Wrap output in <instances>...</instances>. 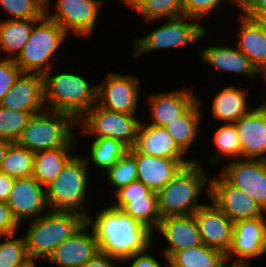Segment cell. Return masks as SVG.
<instances>
[{
	"instance_id": "47",
	"label": "cell",
	"mask_w": 266,
	"mask_h": 267,
	"mask_svg": "<svg viewBox=\"0 0 266 267\" xmlns=\"http://www.w3.org/2000/svg\"><path fill=\"white\" fill-rule=\"evenodd\" d=\"M14 178L0 172V201H7L12 191Z\"/></svg>"
},
{
	"instance_id": "49",
	"label": "cell",
	"mask_w": 266,
	"mask_h": 267,
	"mask_svg": "<svg viewBox=\"0 0 266 267\" xmlns=\"http://www.w3.org/2000/svg\"><path fill=\"white\" fill-rule=\"evenodd\" d=\"M119 1L123 2L124 5H126L127 7L129 6L131 10L137 11L136 13H138L144 7V5L147 3L148 0H119Z\"/></svg>"
},
{
	"instance_id": "26",
	"label": "cell",
	"mask_w": 266,
	"mask_h": 267,
	"mask_svg": "<svg viewBox=\"0 0 266 267\" xmlns=\"http://www.w3.org/2000/svg\"><path fill=\"white\" fill-rule=\"evenodd\" d=\"M237 15L238 29L233 36V39H237L235 46L245 54L251 61V63L260 72L266 66V33L251 19L243 15L238 10L234 12ZM239 17V18H238ZM235 37V38H234Z\"/></svg>"
},
{
	"instance_id": "15",
	"label": "cell",
	"mask_w": 266,
	"mask_h": 267,
	"mask_svg": "<svg viewBox=\"0 0 266 267\" xmlns=\"http://www.w3.org/2000/svg\"><path fill=\"white\" fill-rule=\"evenodd\" d=\"M196 90L190 87H179L167 92L150 93L146 96L149 107L148 120L144 123L164 127L184 114L197 100Z\"/></svg>"
},
{
	"instance_id": "48",
	"label": "cell",
	"mask_w": 266,
	"mask_h": 267,
	"mask_svg": "<svg viewBox=\"0 0 266 267\" xmlns=\"http://www.w3.org/2000/svg\"><path fill=\"white\" fill-rule=\"evenodd\" d=\"M251 18L266 33V11L261 12H241Z\"/></svg>"
},
{
	"instance_id": "32",
	"label": "cell",
	"mask_w": 266,
	"mask_h": 267,
	"mask_svg": "<svg viewBox=\"0 0 266 267\" xmlns=\"http://www.w3.org/2000/svg\"><path fill=\"white\" fill-rule=\"evenodd\" d=\"M167 263L171 267H224L226 254L204 244L177 251Z\"/></svg>"
},
{
	"instance_id": "28",
	"label": "cell",
	"mask_w": 266,
	"mask_h": 267,
	"mask_svg": "<svg viewBox=\"0 0 266 267\" xmlns=\"http://www.w3.org/2000/svg\"><path fill=\"white\" fill-rule=\"evenodd\" d=\"M75 149L77 147H59L34 153L32 177L46 187L77 154L78 150Z\"/></svg>"
},
{
	"instance_id": "20",
	"label": "cell",
	"mask_w": 266,
	"mask_h": 267,
	"mask_svg": "<svg viewBox=\"0 0 266 267\" xmlns=\"http://www.w3.org/2000/svg\"><path fill=\"white\" fill-rule=\"evenodd\" d=\"M258 104L233 123L238 133L243 159L266 160V107L260 102Z\"/></svg>"
},
{
	"instance_id": "17",
	"label": "cell",
	"mask_w": 266,
	"mask_h": 267,
	"mask_svg": "<svg viewBox=\"0 0 266 267\" xmlns=\"http://www.w3.org/2000/svg\"><path fill=\"white\" fill-rule=\"evenodd\" d=\"M207 200L193 213L202 244L227 254L232 246L234 223L211 200Z\"/></svg>"
},
{
	"instance_id": "3",
	"label": "cell",
	"mask_w": 266,
	"mask_h": 267,
	"mask_svg": "<svg viewBox=\"0 0 266 267\" xmlns=\"http://www.w3.org/2000/svg\"><path fill=\"white\" fill-rule=\"evenodd\" d=\"M53 70L43 75L45 108L68 113L78 121L96 104L97 83L91 84L88 77L73 70L52 74Z\"/></svg>"
},
{
	"instance_id": "42",
	"label": "cell",
	"mask_w": 266,
	"mask_h": 267,
	"mask_svg": "<svg viewBox=\"0 0 266 267\" xmlns=\"http://www.w3.org/2000/svg\"><path fill=\"white\" fill-rule=\"evenodd\" d=\"M22 73L14 59L0 58V101Z\"/></svg>"
},
{
	"instance_id": "18",
	"label": "cell",
	"mask_w": 266,
	"mask_h": 267,
	"mask_svg": "<svg viewBox=\"0 0 266 267\" xmlns=\"http://www.w3.org/2000/svg\"><path fill=\"white\" fill-rule=\"evenodd\" d=\"M154 231V242L156 235L161 236L167 245L162 247L159 253L165 256L166 262L177 252L186 248L202 244L197 222L192 215L169 216L161 218L158 227ZM156 233V234H155Z\"/></svg>"
},
{
	"instance_id": "6",
	"label": "cell",
	"mask_w": 266,
	"mask_h": 267,
	"mask_svg": "<svg viewBox=\"0 0 266 267\" xmlns=\"http://www.w3.org/2000/svg\"><path fill=\"white\" fill-rule=\"evenodd\" d=\"M163 22L162 25L155 26L148 34L132 41L131 54L133 61L143 58V55L153 51H168L176 48H184L199 43L209 36L207 25L199 22V19L189 16H179L170 19L154 20ZM142 56V57H141Z\"/></svg>"
},
{
	"instance_id": "35",
	"label": "cell",
	"mask_w": 266,
	"mask_h": 267,
	"mask_svg": "<svg viewBox=\"0 0 266 267\" xmlns=\"http://www.w3.org/2000/svg\"><path fill=\"white\" fill-rule=\"evenodd\" d=\"M106 178L112 190H108L113 195L118 189L137 180V165L135 157L128 151L122 158L113 164L106 172Z\"/></svg>"
},
{
	"instance_id": "13",
	"label": "cell",
	"mask_w": 266,
	"mask_h": 267,
	"mask_svg": "<svg viewBox=\"0 0 266 267\" xmlns=\"http://www.w3.org/2000/svg\"><path fill=\"white\" fill-rule=\"evenodd\" d=\"M266 254V218L243 220L234 223L232 246L226 254L231 264H253ZM235 257V258H234ZM251 260H253L251 262ZM233 261V262H232Z\"/></svg>"
},
{
	"instance_id": "21",
	"label": "cell",
	"mask_w": 266,
	"mask_h": 267,
	"mask_svg": "<svg viewBox=\"0 0 266 267\" xmlns=\"http://www.w3.org/2000/svg\"><path fill=\"white\" fill-rule=\"evenodd\" d=\"M128 151L135 157L137 180L156 192L164 188L184 166L196 161L193 157L190 159H168L149 156L138 153L133 148H129Z\"/></svg>"
},
{
	"instance_id": "50",
	"label": "cell",
	"mask_w": 266,
	"mask_h": 267,
	"mask_svg": "<svg viewBox=\"0 0 266 267\" xmlns=\"http://www.w3.org/2000/svg\"><path fill=\"white\" fill-rule=\"evenodd\" d=\"M12 142L4 139H0V165L3 161L4 157L6 156V153L8 151L9 146Z\"/></svg>"
},
{
	"instance_id": "23",
	"label": "cell",
	"mask_w": 266,
	"mask_h": 267,
	"mask_svg": "<svg viewBox=\"0 0 266 267\" xmlns=\"http://www.w3.org/2000/svg\"><path fill=\"white\" fill-rule=\"evenodd\" d=\"M233 46V47H231ZM198 57L206 66H211L223 73L235 76H247L252 81L257 80L260 72L251 63L250 59L243 54L235 45H210L198 50Z\"/></svg>"
},
{
	"instance_id": "24",
	"label": "cell",
	"mask_w": 266,
	"mask_h": 267,
	"mask_svg": "<svg viewBox=\"0 0 266 267\" xmlns=\"http://www.w3.org/2000/svg\"><path fill=\"white\" fill-rule=\"evenodd\" d=\"M241 85L240 83L238 87V85L231 83L230 86L222 87L210 99V101L212 100L210 104V107L212 106L210 109L211 117L217 123H235L254 108L249 104L251 102H248L251 100L249 90L253 87L252 84L245 89Z\"/></svg>"
},
{
	"instance_id": "22",
	"label": "cell",
	"mask_w": 266,
	"mask_h": 267,
	"mask_svg": "<svg viewBox=\"0 0 266 267\" xmlns=\"http://www.w3.org/2000/svg\"><path fill=\"white\" fill-rule=\"evenodd\" d=\"M0 106L10 110L30 112L31 114L44 110L43 75L22 72L13 87L0 101Z\"/></svg>"
},
{
	"instance_id": "16",
	"label": "cell",
	"mask_w": 266,
	"mask_h": 267,
	"mask_svg": "<svg viewBox=\"0 0 266 267\" xmlns=\"http://www.w3.org/2000/svg\"><path fill=\"white\" fill-rule=\"evenodd\" d=\"M6 203L13 218L21 227L24 225L23 222L36 219L49 210L45 187L32 176L14 179L12 191Z\"/></svg>"
},
{
	"instance_id": "37",
	"label": "cell",
	"mask_w": 266,
	"mask_h": 267,
	"mask_svg": "<svg viewBox=\"0 0 266 267\" xmlns=\"http://www.w3.org/2000/svg\"><path fill=\"white\" fill-rule=\"evenodd\" d=\"M31 115L30 112L10 110L0 106V139L17 142Z\"/></svg>"
},
{
	"instance_id": "9",
	"label": "cell",
	"mask_w": 266,
	"mask_h": 267,
	"mask_svg": "<svg viewBox=\"0 0 266 267\" xmlns=\"http://www.w3.org/2000/svg\"><path fill=\"white\" fill-rule=\"evenodd\" d=\"M138 116L110 111L95 104L77 121L76 137L112 138L132 148L143 120Z\"/></svg>"
},
{
	"instance_id": "8",
	"label": "cell",
	"mask_w": 266,
	"mask_h": 267,
	"mask_svg": "<svg viewBox=\"0 0 266 267\" xmlns=\"http://www.w3.org/2000/svg\"><path fill=\"white\" fill-rule=\"evenodd\" d=\"M69 38L70 36L45 14L33 25L29 39L15 62L22 72L44 75L55 67L57 53Z\"/></svg>"
},
{
	"instance_id": "41",
	"label": "cell",
	"mask_w": 266,
	"mask_h": 267,
	"mask_svg": "<svg viewBox=\"0 0 266 267\" xmlns=\"http://www.w3.org/2000/svg\"><path fill=\"white\" fill-rule=\"evenodd\" d=\"M151 191L144 183L136 180L118 189L112 195L113 200H110L109 204L115 209L122 210L129 203V199L144 198Z\"/></svg>"
},
{
	"instance_id": "12",
	"label": "cell",
	"mask_w": 266,
	"mask_h": 267,
	"mask_svg": "<svg viewBox=\"0 0 266 267\" xmlns=\"http://www.w3.org/2000/svg\"><path fill=\"white\" fill-rule=\"evenodd\" d=\"M211 200L233 223L266 218V212L246 192L229 183L219 172L210 177Z\"/></svg>"
},
{
	"instance_id": "56",
	"label": "cell",
	"mask_w": 266,
	"mask_h": 267,
	"mask_svg": "<svg viewBox=\"0 0 266 267\" xmlns=\"http://www.w3.org/2000/svg\"><path fill=\"white\" fill-rule=\"evenodd\" d=\"M164 267H171V266L168 263H166Z\"/></svg>"
},
{
	"instance_id": "52",
	"label": "cell",
	"mask_w": 266,
	"mask_h": 267,
	"mask_svg": "<svg viewBox=\"0 0 266 267\" xmlns=\"http://www.w3.org/2000/svg\"><path fill=\"white\" fill-rule=\"evenodd\" d=\"M258 78H260L266 86V66L260 71V76Z\"/></svg>"
},
{
	"instance_id": "43",
	"label": "cell",
	"mask_w": 266,
	"mask_h": 267,
	"mask_svg": "<svg viewBox=\"0 0 266 267\" xmlns=\"http://www.w3.org/2000/svg\"><path fill=\"white\" fill-rule=\"evenodd\" d=\"M155 246L150 247L147 251L141 252V253H136L133 256L127 258L122 264L123 266L127 265L128 267H164L166 259L165 256L161 253L159 254H154V252H151ZM157 255L162 256L159 258ZM158 257V259H157ZM165 260L162 261L161 260ZM129 264V265H128Z\"/></svg>"
},
{
	"instance_id": "34",
	"label": "cell",
	"mask_w": 266,
	"mask_h": 267,
	"mask_svg": "<svg viewBox=\"0 0 266 267\" xmlns=\"http://www.w3.org/2000/svg\"><path fill=\"white\" fill-rule=\"evenodd\" d=\"M34 153L17 142L11 143L0 165V172L11 178L30 177L33 173Z\"/></svg>"
},
{
	"instance_id": "31",
	"label": "cell",
	"mask_w": 266,
	"mask_h": 267,
	"mask_svg": "<svg viewBox=\"0 0 266 267\" xmlns=\"http://www.w3.org/2000/svg\"><path fill=\"white\" fill-rule=\"evenodd\" d=\"M90 145L88 146L87 155H81L91 171L90 167H97L100 171L106 172L110 167L113 166L120 158H122L127 152L128 147L121 141L112 138H93ZM92 164V165H91Z\"/></svg>"
},
{
	"instance_id": "14",
	"label": "cell",
	"mask_w": 266,
	"mask_h": 267,
	"mask_svg": "<svg viewBox=\"0 0 266 267\" xmlns=\"http://www.w3.org/2000/svg\"><path fill=\"white\" fill-rule=\"evenodd\" d=\"M226 163L218 172L266 212V160L240 158Z\"/></svg>"
},
{
	"instance_id": "45",
	"label": "cell",
	"mask_w": 266,
	"mask_h": 267,
	"mask_svg": "<svg viewBox=\"0 0 266 267\" xmlns=\"http://www.w3.org/2000/svg\"><path fill=\"white\" fill-rule=\"evenodd\" d=\"M121 262L116 258L109 255L98 252L91 260L82 265L81 267H121Z\"/></svg>"
},
{
	"instance_id": "25",
	"label": "cell",
	"mask_w": 266,
	"mask_h": 267,
	"mask_svg": "<svg viewBox=\"0 0 266 267\" xmlns=\"http://www.w3.org/2000/svg\"><path fill=\"white\" fill-rule=\"evenodd\" d=\"M132 148L138 153L149 156L189 159L164 127L149 125L143 121L138 126L136 140Z\"/></svg>"
},
{
	"instance_id": "11",
	"label": "cell",
	"mask_w": 266,
	"mask_h": 267,
	"mask_svg": "<svg viewBox=\"0 0 266 267\" xmlns=\"http://www.w3.org/2000/svg\"><path fill=\"white\" fill-rule=\"evenodd\" d=\"M141 84L139 75L110 71L97 84L96 104L110 111L138 115Z\"/></svg>"
},
{
	"instance_id": "30",
	"label": "cell",
	"mask_w": 266,
	"mask_h": 267,
	"mask_svg": "<svg viewBox=\"0 0 266 267\" xmlns=\"http://www.w3.org/2000/svg\"><path fill=\"white\" fill-rule=\"evenodd\" d=\"M214 131L213 136H209L212 137L214 151L207 156L206 165L209 164V167L217 168L222 166L221 161L223 162V160L230 162L240 159L241 145L235 125L233 123L217 124Z\"/></svg>"
},
{
	"instance_id": "39",
	"label": "cell",
	"mask_w": 266,
	"mask_h": 267,
	"mask_svg": "<svg viewBox=\"0 0 266 267\" xmlns=\"http://www.w3.org/2000/svg\"><path fill=\"white\" fill-rule=\"evenodd\" d=\"M138 14L149 24L154 20L179 17L183 15L181 0H148Z\"/></svg>"
},
{
	"instance_id": "27",
	"label": "cell",
	"mask_w": 266,
	"mask_h": 267,
	"mask_svg": "<svg viewBox=\"0 0 266 267\" xmlns=\"http://www.w3.org/2000/svg\"><path fill=\"white\" fill-rule=\"evenodd\" d=\"M203 101L198 97V100L180 117L170 122L164 128L172 136L178 147L187 155L193 144L201 136V125L203 120ZM201 130V131H200Z\"/></svg>"
},
{
	"instance_id": "33",
	"label": "cell",
	"mask_w": 266,
	"mask_h": 267,
	"mask_svg": "<svg viewBox=\"0 0 266 267\" xmlns=\"http://www.w3.org/2000/svg\"><path fill=\"white\" fill-rule=\"evenodd\" d=\"M122 211L153 232L156 231L161 220L158 211L157 192L153 190L144 198L129 199V203Z\"/></svg>"
},
{
	"instance_id": "51",
	"label": "cell",
	"mask_w": 266,
	"mask_h": 267,
	"mask_svg": "<svg viewBox=\"0 0 266 267\" xmlns=\"http://www.w3.org/2000/svg\"><path fill=\"white\" fill-rule=\"evenodd\" d=\"M37 260H34L32 258H30L28 261H26L25 263L19 265V266H16V267H37Z\"/></svg>"
},
{
	"instance_id": "19",
	"label": "cell",
	"mask_w": 266,
	"mask_h": 267,
	"mask_svg": "<svg viewBox=\"0 0 266 267\" xmlns=\"http://www.w3.org/2000/svg\"><path fill=\"white\" fill-rule=\"evenodd\" d=\"M100 252L92 229L85 223L73 236L57 246L46 260L56 267H81Z\"/></svg>"
},
{
	"instance_id": "55",
	"label": "cell",
	"mask_w": 266,
	"mask_h": 267,
	"mask_svg": "<svg viewBox=\"0 0 266 267\" xmlns=\"http://www.w3.org/2000/svg\"><path fill=\"white\" fill-rule=\"evenodd\" d=\"M45 5L51 0H41Z\"/></svg>"
},
{
	"instance_id": "1",
	"label": "cell",
	"mask_w": 266,
	"mask_h": 267,
	"mask_svg": "<svg viewBox=\"0 0 266 267\" xmlns=\"http://www.w3.org/2000/svg\"><path fill=\"white\" fill-rule=\"evenodd\" d=\"M109 199L96 213L86 216V224L92 229L100 252L122 263L136 253L147 251L154 243V233L145 225L113 208Z\"/></svg>"
},
{
	"instance_id": "4",
	"label": "cell",
	"mask_w": 266,
	"mask_h": 267,
	"mask_svg": "<svg viewBox=\"0 0 266 267\" xmlns=\"http://www.w3.org/2000/svg\"><path fill=\"white\" fill-rule=\"evenodd\" d=\"M86 223V216L76 211L48 210L27 221L23 234L30 258L46 261L54 249L73 236Z\"/></svg>"
},
{
	"instance_id": "44",
	"label": "cell",
	"mask_w": 266,
	"mask_h": 267,
	"mask_svg": "<svg viewBox=\"0 0 266 267\" xmlns=\"http://www.w3.org/2000/svg\"><path fill=\"white\" fill-rule=\"evenodd\" d=\"M13 218L10 208L5 201H0V237L20 232L21 228Z\"/></svg>"
},
{
	"instance_id": "7",
	"label": "cell",
	"mask_w": 266,
	"mask_h": 267,
	"mask_svg": "<svg viewBox=\"0 0 266 267\" xmlns=\"http://www.w3.org/2000/svg\"><path fill=\"white\" fill-rule=\"evenodd\" d=\"M85 159L76 154L60 174L45 187L46 202L49 210L76 211L87 216L88 192L93 183ZM91 178V179H90ZM87 203V206H86Z\"/></svg>"
},
{
	"instance_id": "36",
	"label": "cell",
	"mask_w": 266,
	"mask_h": 267,
	"mask_svg": "<svg viewBox=\"0 0 266 267\" xmlns=\"http://www.w3.org/2000/svg\"><path fill=\"white\" fill-rule=\"evenodd\" d=\"M20 235L17 232L0 237V267H16L30 259L25 238Z\"/></svg>"
},
{
	"instance_id": "54",
	"label": "cell",
	"mask_w": 266,
	"mask_h": 267,
	"mask_svg": "<svg viewBox=\"0 0 266 267\" xmlns=\"http://www.w3.org/2000/svg\"><path fill=\"white\" fill-rule=\"evenodd\" d=\"M266 90V89H265ZM266 93V91H265ZM266 96V95H265ZM265 107H266V97H265V100L261 102Z\"/></svg>"
},
{
	"instance_id": "2",
	"label": "cell",
	"mask_w": 266,
	"mask_h": 267,
	"mask_svg": "<svg viewBox=\"0 0 266 267\" xmlns=\"http://www.w3.org/2000/svg\"><path fill=\"white\" fill-rule=\"evenodd\" d=\"M201 158L184 166L180 172L162 189L157 191L158 211L161 218L192 215L205 204L199 198L210 193V176ZM204 202V203H203Z\"/></svg>"
},
{
	"instance_id": "10",
	"label": "cell",
	"mask_w": 266,
	"mask_h": 267,
	"mask_svg": "<svg viewBox=\"0 0 266 267\" xmlns=\"http://www.w3.org/2000/svg\"><path fill=\"white\" fill-rule=\"evenodd\" d=\"M104 0H55L45 5V14L68 36L92 38ZM70 34V35H69Z\"/></svg>"
},
{
	"instance_id": "46",
	"label": "cell",
	"mask_w": 266,
	"mask_h": 267,
	"mask_svg": "<svg viewBox=\"0 0 266 267\" xmlns=\"http://www.w3.org/2000/svg\"><path fill=\"white\" fill-rule=\"evenodd\" d=\"M238 11L240 12L266 11V0H238Z\"/></svg>"
},
{
	"instance_id": "29",
	"label": "cell",
	"mask_w": 266,
	"mask_h": 267,
	"mask_svg": "<svg viewBox=\"0 0 266 267\" xmlns=\"http://www.w3.org/2000/svg\"><path fill=\"white\" fill-rule=\"evenodd\" d=\"M38 20H0V58L15 60L28 41L33 25Z\"/></svg>"
},
{
	"instance_id": "5",
	"label": "cell",
	"mask_w": 266,
	"mask_h": 267,
	"mask_svg": "<svg viewBox=\"0 0 266 267\" xmlns=\"http://www.w3.org/2000/svg\"><path fill=\"white\" fill-rule=\"evenodd\" d=\"M77 120L64 112L44 109L34 113L17 143L33 153L59 147H78Z\"/></svg>"
},
{
	"instance_id": "53",
	"label": "cell",
	"mask_w": 266,
	"mask_h": 267,
	"mask_svg": "<svg viewBox=\"0 0 266 267\" xmlns=\"http://www.w3.org/2000/svg\"><path fill=\"white\" fill-rule=\"evenodd\" d=\"M224 267H251L249 265H243V264H231L227 263Z\"/></svg>"
},
{
	"instance_id": "38",
	"label": "cell",
	"mask_w": 266,
	"mask_h": 267,
	"mask_svg": "<svg viewBox=\"0 0 266 267\" xmlns=\"http://www.w3.org/2000/svg\"><path fill=\"white\" fill-rule=\"evenodd\" d=\"M6 20L41 19L45 15V4L41 0H0Z\"/></svg>"
},
{
	"instance_id": "40",
	"label": "cell",
	"mask_w": 266,
	"mask_h": 267,
	"mask_svg": "<svg viewBox=\"0 0 266 267\" xmlns=\"http://www.w3.org/2000/svg\"><path fill=\"white\" fill-rule=\"evenodd\" d=\"M225 3H231L230 7H236V10L238 8V0H181V7L183 15L199 19L201 22L211 14L214 16L215 12H221L220 8L224 10L222 5L228 6Z\"/></svg>"
}]
</instances>
